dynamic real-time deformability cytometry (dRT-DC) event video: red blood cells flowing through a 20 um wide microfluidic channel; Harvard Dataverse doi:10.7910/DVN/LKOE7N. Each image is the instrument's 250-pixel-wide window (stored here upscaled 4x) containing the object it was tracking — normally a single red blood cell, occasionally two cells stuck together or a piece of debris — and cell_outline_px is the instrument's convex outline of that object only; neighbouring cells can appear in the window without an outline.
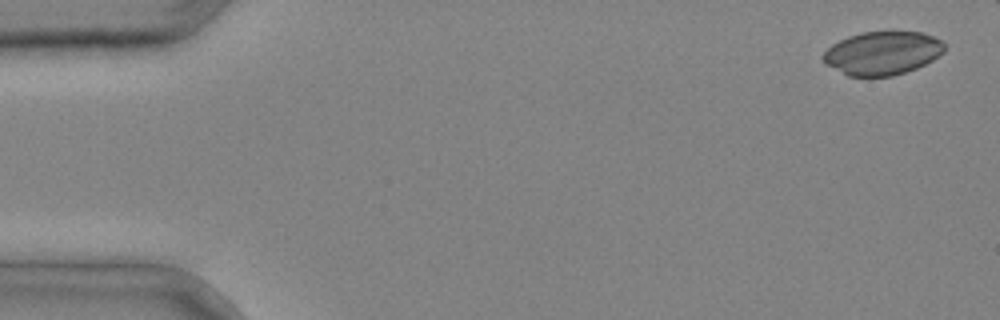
{"species": "common noctule bat (a hibernating species)", "species_latin": "Nyctalus noctula", "temperature_condition": "cold", "stored_images_in_passage": 5, "camera_frame_rate_fps": 3000, "um_per_image_px": 0.085, "animal": {"sex": "male", "body_mass_g": 20.4}, "frame": {"image": 1, "passage_image": 1, "time_ms": 0.0, "image_size_px": [1000, 320], "cell_outline_px": [[944, 52], [932, 60], [916, 68], [892, 76], [848, 76], [824, 64], [820, 56], [832, 44], [848, 36], [860, 32], [924, 32], [940, 40], [944, 44]], "centroid_in_image_um": [74.96, 4.51], "position_along_channel_um": 10.0, "area_um2": 30.69}}